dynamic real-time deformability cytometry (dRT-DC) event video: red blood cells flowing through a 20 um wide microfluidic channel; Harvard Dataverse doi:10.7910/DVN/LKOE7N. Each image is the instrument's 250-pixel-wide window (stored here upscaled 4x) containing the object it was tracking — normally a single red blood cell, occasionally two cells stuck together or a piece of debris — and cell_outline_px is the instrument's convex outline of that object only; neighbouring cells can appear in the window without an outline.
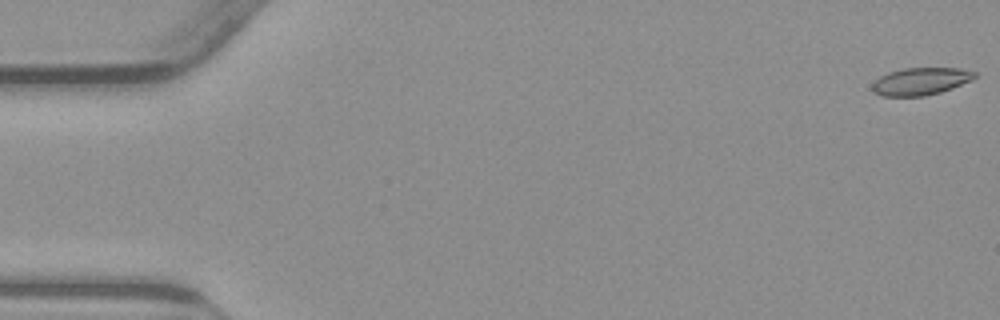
{"species": "common noctule bat (a hibernating species)", "species_latin": "Nyctalus noctula", "temperature_condition": "warm", "stored_images_in_passage": 11, "camera_frame_rate_fps": 3000, "um_per_image_px": 0.085, "animal": {"sex": "male", "body_mass_g": 23.1, "forearm_length_mm": 52.7}, "frame": {"image": 1, "passage_image": 1, "time_ms": 0.0, "image_size_px": [1000, 320], "cell_outline_px": [[976, 76], [972, 80], [952, 88], [940, 92], [924, 96], [880, 96], [872, 92], [872, 84], [880, 76], [888, 72], [904, 68], [960, 68], [976, 72]], "centroid_in_image_um": [78.24, 6.91], "position_along_channel_um": 6.8, "area_um2": 16.42}}